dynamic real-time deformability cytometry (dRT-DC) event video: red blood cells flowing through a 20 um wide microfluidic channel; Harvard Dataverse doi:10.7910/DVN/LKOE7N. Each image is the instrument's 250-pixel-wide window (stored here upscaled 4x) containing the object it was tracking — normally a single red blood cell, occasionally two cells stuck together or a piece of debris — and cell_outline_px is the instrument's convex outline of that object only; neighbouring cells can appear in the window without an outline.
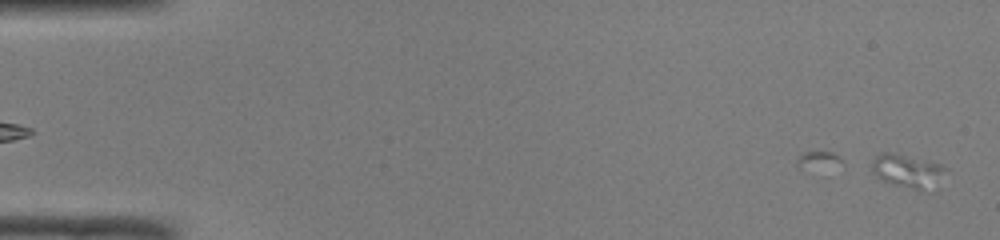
{"species": "common noctule bat (a hibernating species)", "species_latin": "Nyctalus noctula", "temperature_condition": "room temperature", "stored_images_in_passage": 43, "camera_frame_rate_fps": 3000, "um_per_image_px": 0.085, "animal": {"sex": "male", "body_mass_g": 19.0, "forearm_length_mm": 50.8}, "frame": {"image": 1, "passage_image": 1, "time_ms": 0.0, "image_size_px": [1000, 240], "cell_outline_px": [[948, 168], [920, 192], [892, 184], [880, 180], [872, 172], [872, 160], [880, 152], [888, 152], [940, 164]], "centroid_in_image_um": [76.99, 14.52], "position_along_channel_um": 8.0, "area_um2": 13.64}}
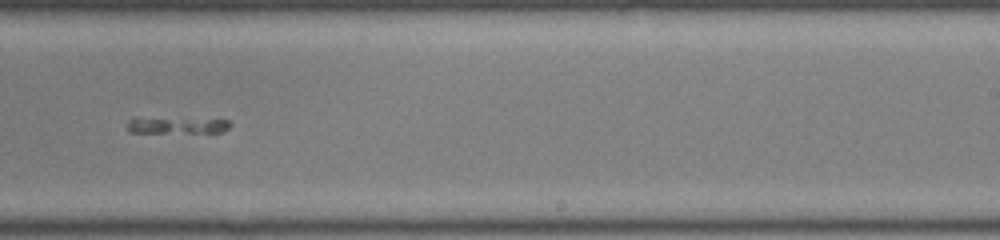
{"frame": {"image": 2, "passage_image": 32, "time_ms": 10.333, "image_size_px": [1000, 240], "cell_outline_px": [[232, 124], [228, 128], [220, 132], [128, 132], [124, 128], [128, 120], [136, 116], [228, 120]], "centroid_in_image_um": [14.89, 10.62], "position_along_channel_um": 274.1, "area_um2": 10.29}}
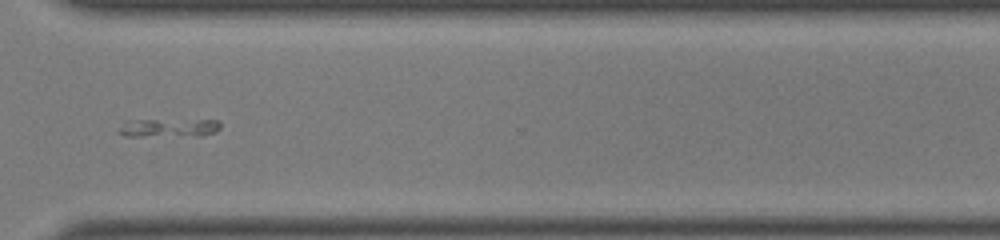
{"frame": {"image": 3, "passage_image": 38, "time_ms": 12.333, "image_size_px": [1000, 240], "cell_outline_px": [[220, 128], [216, 132], [204, 136], [124, 136], [116, 132], [124, 120], [220, 120]], "centroid_in_image_um": [14.33, 10.87], "position_along_channel_um": 356.3, "area_um2": 11.21}}